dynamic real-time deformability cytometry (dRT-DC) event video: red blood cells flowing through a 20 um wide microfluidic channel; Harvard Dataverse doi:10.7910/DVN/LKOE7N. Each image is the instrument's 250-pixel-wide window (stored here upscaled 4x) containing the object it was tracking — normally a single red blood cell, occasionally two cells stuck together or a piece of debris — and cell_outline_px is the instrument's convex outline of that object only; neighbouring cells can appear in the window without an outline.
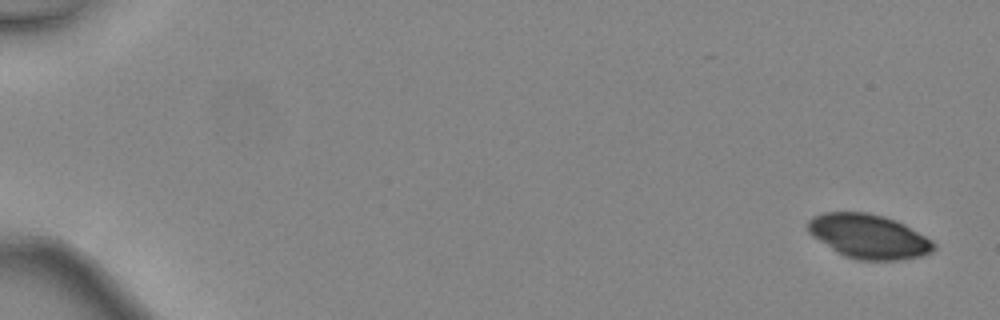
{"species": "common noctule bat (a hibernating species)", "species_latin": "Nyctalus noctula", "temperature_condition": "warm", "stored_images_in_passage": 16, "camera_frame_rate_fps": 3000, "um_per_image_px": 0.085, "animal": {"sex": "female", "body_mass_g": 24.6, "forearm_length_mm": 56.2}, "frame": {"image": 1, "passage_image": 1, "time_ms": 0.0, "image_size_px": [1000, 320], "cell_outline_px": [[936, 248], [932, 252], [920, 256], [900, 260], [856, 260], [844, 256], [836, 252], [812, 236], [808, 232], [808, 220], [812, 216], [824, 212], [868, 212], [884, 216], [904, 224], [932, 240], [936, 244]], "centroid_in_image_um": [73.82, 20.09], "position_along_channel_um": 11.2, "area_um2": 32.6}}